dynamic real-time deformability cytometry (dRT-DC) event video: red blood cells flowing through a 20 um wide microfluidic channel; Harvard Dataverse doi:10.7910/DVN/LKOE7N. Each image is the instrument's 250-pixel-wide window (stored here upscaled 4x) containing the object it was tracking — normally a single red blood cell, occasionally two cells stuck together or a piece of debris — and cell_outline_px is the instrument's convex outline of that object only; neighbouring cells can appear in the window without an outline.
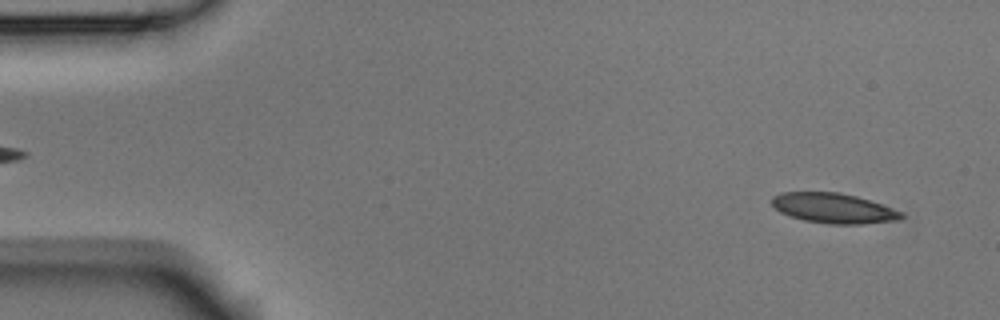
{"species": "Egyptian fruit bat (a non-hibernating species)", "species_latin": "Rousettus aegyptiacus", "temperature_condition": "room temperature", "stored_images_in_passage": 6, "segment_of_instrument_passage": [2, 2], "camera_frame_rate_fps": 3000, "um_per_image_px": 0.085, "animal": {"sex": "male"}, "frame": {"image": 1, "passage_image": 6, "time_ms": 1.667, "image_size_px": [1000, 320], "cell_outline_px": [[904, 216], [900, 220], [864, 224], [828, 224], [804, 220], [780, 212], [772, 204], [772, 196], [780, 192], [840, 192], [856, 196], [904, 212]], "centroid_in_image_um": [70.87, 17.7], "position_along_channel_um": 14.1, "area_um2": 22.66}}